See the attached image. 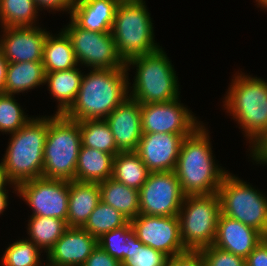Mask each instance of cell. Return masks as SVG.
Returning a JSON list of instances; mask_svg holds the SVG:
<instances>
[{
    "label": "cell",
    "instance_id": "1",
    "mask_svg": "<svg viewBox=\"0 0 267 266\" xmlns=\"http://www.w3.org/2000/svg\"><path fill=\"white\" fill-rule=\"evenodd\" d=\"M210 137L202 123L182 140L174 172L185 195L217 193L228 173L214 159Z\"/></svg>",
    "mask_w": 267,
    "mask_h": 266
},
{
    "label": "cell",
    "instance_id": "2",
    "mask_svg": "<svg viewBox=\"0 0 267 266\" xmlns=\"http://www.w3.org/2000/svg\"><path fill=\"white\" fill-rule=\"evenodd\" d=\"M77 97L64 115L75 121L105 119L129 97V73L121 69H89Z\"/></svg>",
    "mask_w": 267,
    "mask_h": 266
},
{
    "label": "cell",
    "instance_id": "3",
    "mask_svg": "<svg viewBox=\"0 0 267 266\" xmlns=\"http://www.w3.org/2000/svg\"><path fill=\"white\" fill-rule=\"evenodd\" d=\"M232 78L222 106L251 146L267 130V80L242 71Z\"/></svg>",
    "mask_w": 267,
    "mask_h": 266
},
{
    "label": "cell",
    "instance_id": "4",
    "mask_svg": "<svg viewBox=\"0 0 267 266\" xmlns=\"http://www.w3.org/2000/svg\"><path fill=\"white\" fill-rule=\"evenodd\" d=\"M48 128L49 115H33L23 127L10 134L1 161L12 183L18 185L43 177V154Z\"/></svg>",
    "mask_w": 267,
    "mask_h": 266
},
{
    "label": "cell",
    "instance_id": "5",
    "mask_svg": "<svg viewBox=\"0 0 267 266\" xmlns=\"http://www.w3.org/2000/svg\"><path fill=\"white\" fill-rule=\"evenodd\" d=\"M163 49L134 57L126 63L128 71L136 69L133 84L129 82V97L140 104L169 102L180 97L178 76Z\"/></svg>",
    "mask_w": 267,
    "mask_h": 266
},
{
    "label": "cell",
    "instance_id": "6",
    "mask_svg": "<svg viewBox=\"0 0 267 266\" xmlns=\"http://www.w3.org/2000/svg\"><path fill=\"white\" fill-rule=\"evenodd\" d=\"M144 0L121 1L111 29L117 51L125 63L134 57L157 51L151 14Z\"/></svg>",
    "mask_w": 267,
    "mask_h": 266
},
{
    "label": "cell",
    "instance_id": "7",
    "mask_svg": "<svg viewBox=\"0 0 267 266\" xmlns=\"http://www.w3.org/2000/svg\"><path fill=\"white\" fill-rule=\"evenodd\" d=\"M81 146L78 121L64 114L50 115L43 154V177L76 180V165Z\"/></svg>",
    "mask_w": 267,
    "mask_h": 266
},
{
    "label": "cell",
    "instance_id": "8",
    "mask_svg": "<svg viewBox=\"0 0 267 266\" xmlns=\"http://www.w3.org/2000/svg\"><path fill=\"white\" fill-rule=\"evenodd\" d=\"M221 214L267 236V195L230 171L218 189Z\"/></svg>",
    "mask_w": 267,
    "mask_h": 266
},
{
    "label": "cell",
    "instance_id": "9",
    "mask_svg": "<svg viewBox=\"0 0 267 266\" xmlns=\"http://www.w3.org/2000/svg\"><path fill=\"white\" fill-rule=\"evenodd\" d=\"M220 214L218 193L186 195L178 213L184 247L200 250L213 245Z\"/></svg>",
    "mask_w": 267,
    "mask_h": 266
},
{
    "label": "cell",
    "instance_id": "10",
    "mask_svg": "<svg viewBox=\"0 0 267 266\" xmlns=\"http://www.w3.org/2000/svg\"><path fill=\"white\" fill-rule=\"evenodd\" d=\"M62 30L70 38L78 64L89 69H121L120 57L111 32H93L77 26L71 19Z\"/></svg>",
    "mask_w": 267,
    "mask_h": 266
},
{
    "label": "cell",
    "instance_id": "11",
    "mask_svg": "<svg viewBox=\"0 0 267 266\" xmlns=\"http://www.w3.org/2000/svg\"><path fill=\"white\" fill-rule=\"evenodd\" d=\"M17 196L30 206V216L59 218L67 222L69 181L44 177L17 185Z\"/></svg>",
    "mask_w": 267,
    "mask_h": 266
},
{
    "label": "cell",
    "instance_id": "12",
    "mask_svg": "<svg viewBox=\"0 0 267 266\" xmlns=\"http://www.w3.org/2000/svg\"><path fill=\"white\" fill-rule=\"evenodd\" d=\"M185 196L174 171L151 172L139 189L140 214L178 216Z\"/></svg>",
    "mask_w": 267,
    "mask_h": 266
},
{
    "label": "cell",
    "instance_id": "13",
    "mask_svg": "<svg viewBox=\"0 0 267 266\" xmlns=\"http://www.w3.org/2000/svg\"><path fill=\"white\" fill-rule=\"evenodd\" d=\"M181 97L169 102L141 104L142 132L192 134L202 123Z\"/></svg>",
    "mask_w": 267,
    "mask_h": 266
},
{
    "label": "cell",
    "instance_id": "14",
    "mask_svg": "<svg viewBox=\"0 0 267 266\" xmlns=\"http://www.w3.org/2000/svg\"><path fill=\"white\" fill-rule=\"evenodd\" d=\"M133 232L144 244L169 258L187 251L181 240L178 216L139 214L130 220Z\"/></svg>",
    "mask_w": 267,
    "mask_h": 266
},
{
    "label": "cell",
    "instance_id": "15",
    "mask_svg": "<svg viewBox=\"0 0 267 266\" xmlns=\"http://www.w3.org/2000/svg\"><path fill=\"white\" fill-rule=\"evenodd\" d=\"M0 51L8 63L42 62L49 31L37 26L1 28Z\"/></svg>",
    "mask_w": 267,
    "mask_h": 266
},
{
    "label": "cell",
    "instance_id": "16",
    "mask_svg": "<svg viewBox=\"0 0 267 266\" xmlns=\"http://www.w3.org/2000/svg\"><path fill=\"white\" fill-rule=\"evenodd\" d=\"M190 134H142L136 153L150 172L174 171L182 140Z\"/></svg>",
    "mask_w": 267,
    "mask_h": 266
},
{
    "label": "cell",
    "instance_id": "17",
    "mask_svg": "<svg viewBox=\"0 0 267 266\" xmlns=\"http://www.w3.org/2000/svg\"><path fill=\"white\" fill-rule=\"evenodd\" d=\"M98 246L83 228L69 227L46 255V266H83Z\"/></svg>",
    "mask_w": 267,
    "mask_h": 266
},
{
    "label": "cell",
    "instance_id": "18",
    "mask_svg": "<svg viewBox=\"0 0 267 266\" xmlns=\"http://www.w3.org/2000/svg\"><path fill=\"white\" fill-rule=\"evenodd\" d=\"M141 104L126 98L106 118L120 152L136 151L143 134Z\"/></svg>",
    "mask_w": 267,
    "mask_h": 266
},
{
    "label": "cell",
    "instance_id": "19",
    "mask_svg": "<svg viewBox=\"0 0 267 266\" xmlns=\"http://www.w3.org/2000/svg\"><path fill=\"white\" fill-rule=\"evenodd\" d=\"M263 240L259 231L220 214L214 246L246 259Z\"/></svg>",
    "mask_w": 267,
    "mask_h": 266
},
{
    "label": "cell",
    "instance_id": "20",
    "mask_svg": "<svg viewBox=\"0 0 267 266\" xmlns=\"http://www.w3.org/2000/svg\"><path fill=\"white\" fill-rule=\"evenodd\" d=\"M121 0H86L74 3L69 18L80 28L93 32H111L115 12Z\"/></svg>",
    "mask_w": 267,
    "mask_h": 266
},
{
    "label": "cell",
    "instance_id": "21",
    "mask_svg": "<svg viewBox=\"0 0 267 266\" xmlns=\"http://www.w3.org/2000/svg\"><path fill=\"white\" fill-rule=\"evenodd\" d=\"M100 200L99 183L69 181L68 227L82 228Z\"/></svg>",
    "mask_w": 267,
    "mask_h": 266
},
{
    "label": "cell",
    "instance_id": "22",
    "mask_svg": "<svg viewBox=\"0 0 267 266\" xmlns=\"http://www.w3.org/2000/svg\"><path fill=\"white\" fill-rule=\"evenodd\" d=\"M80 65L68 70L45 73L48 93L57 101L55 114H64L74 103L83 78Z\"/></svg>",
    "mask_w": 267,
    "mask_h": 266
},
{
    "label": "cell",
    "instance_id": "23",
    "mask_svg": "<svg viewBox=\"0 0 267 266\" xmlns=\"http://www.w3.org/2000/svg\"><path fill=\"white\" fill-rule=\"evenodd\" d=\"M114 155L81 146L76 165V181L99 183L112 178Z\"/></svg>",
    "mask_w": 267,
    "mask_h": 266
},
{
    "label": "cell",
    "instance_id": "24",
    "mask_svg": "<svg viewBox=\"0 0 267 266\" xmlns=\"http://www.w3.org/2000/svg\"><path fill=\"white\" fill-rule=\"evenodd\" d=\"M42 63L45 73L68 70L79 66L71 40L62 29L57 35H53L51 32L47 34Z\"/></svg>",
    "mask_w": 267,
    "mask_h": 266
},
{
    "label": "cell",
    "instance_id": "25",
    "mask_svg": "<svg viewBox=\"0 0 267 266\" xmlns=\"http://www.w3.org/2000/svg\"><path fill=\"white\" fill-rule=\"evenodd\" d=\"M45 85V71L42 62L9 63L6 82L2 93L18 95Z\"/></svg>",
    "mask_w": 267,
    "mask_h": 266
},
{
    "label": "cell",
    "instance_id": "26",
    "mask_svg": "<svg viewBox=\"0 0 267 266\" xmlns=\"http://www.w3.org/2000/svg\"><path fill=\"white\" fill-rule=\"evenodd\" d=\"M101 201L120 211L129 220L140 214L139 191L113 178L99 182Z\"/></svg>",
    "mask_w": 267,
    "mask_h": 266
},
{
    "label": "cell",
    "instance_id": "27",
    "mask_svg": "<svg viewBox=\"0 0 267 266\" xmlns=\"http://www.w3.org/2000/svg\"><path fill=\"white\" fill-rule=\"evenodd\" d=\"M151 172L135 151L119 152L114 156L112 178L139 191Z\"/></svg>",
    "mask_w": 267,
    "mask_h": 266
},
{
    "label": "cell",
    "instance_id": "28",
    "mask_svg": "<svg viewBox=\"0 0 267 266\" xmlns=\"http://www.w3.org/2000/svg\"><path fill=\"white\" fill-rule=\"evenodd\" d=\"M26 227L27 239L46 254L69 228L62 219L44 216H30Z\"/></svg>",
    "mask_w": 267,
    "mask_h": 266
},
{
    "label": "cell",
    "instance_id": "29",
    "mask_svg": "<svg viewBox=\"0 0 267 266\" xmlns=\"http://www.w3.org/2000/svg\"><path fill=\"white\" fill-rule=\"evenodd\" d=\"M39 11L34 0H0V28L37 26Z\"/></svg>",
    "mask_w": 267,
    "mask_h": 266
},
{
    "label": "cell",
    "instance_id": "30",
    "mask_svg": "<svg viewBox=\"0 0 267 266\" xmlns=\"http://www.w3.org/2000/svg\"><path fill=\"white\" fill-rule=\"evenodd\" d=\"M81 143L83 146L97 149L116 156L120 151L111 129L105 119L79 121Z\"/></svg>",
    "mask_w": 267,
    "mask_h": 266
},
{
    "label": "cell",
    "instance_id": "31",
    "mask_svg": "<svg viewBox=\"0 0 267 266\" xmlns=\"http://www.w3.org/2000/svg\"><path fill=\"white\" fill-rule=\"evenodd\" d=\"M129 221L120 211L100 200L82 228L98 239L107 232L125 226Z\"/></svg>",
    "mask_w": 267,
    "mask_h": 266
},
{
    "label": "cell",
    "instance_id": "32",
    "mask_svg": "<svg viewBox=\"0 0 267 266\" xmlns=\"http://www.w3.org/2000/svg\"><path fill=\"white\" fill-rule=\"evenodd\" d=\"M126 259L122 266H166L168 256L163 252L144 245L132 231L126 240Z\"/></svg>",
    "mask_w": 267,
    "mask_h": 266
},
{
    "label": "cell",
    "instance_id": "33",
    "mask_svg": "<svg viewBox=\"0 0 267 266\" xmlns=\"http://www.w3.org/2000/svg\"><path fill=\"white\" fill-rule=\"evenodd\" d=\"M3 253L1 266H46L41 259L43 251L26 238L9 244Z\"/></svg>",
    "mask_w": 267,
    "mask_h": 266
},
{
    "label": "cell",
    "instance_id": "34",
    "mask_svg": "<svg viewBox=\"0 0 267 266\" xmlns=\"http://www.w3.org/2000/svg\"><path fill=\"white\" fill-rule=\"evenodd\" d=\"M17 101L12 94H0V132L3 135L18 131L33 117L25 113Z\"/></svg>",
    "mask_w": 267,
    "mask_h": 266
},
{
    "label": "cell",
    "instance_id": "35",
    "mask_svg": "<svg viewBox=\"0 0 267 266\" xmlns=\"http://www.w3.org/2000/svg\"><path fill=\"white\" fill-rule=\"evenodd\" d=\"M132 231L129 221L125 226L107 232L98 238V246L122 263L126 259L127 236Z\"/></svg>",
    "mask_w": 267,
    "mask_h": 266
},
{
    "label": "cell",
    "instance_id": "36",
    "mask_svg": "<svg viewBox=\"0 0 267 266\" xmlns=\"http://www.w3.org/2000/svg\"><path fill=\"white\" fill-rule=\"evenodd\" d=\"M206 266H246L245 258L214 245L200 249Z\"/></svg>",
    "mask_w": 267,
    "mask_h": 266
},
{
    "label": "cell",
    "instance_id": "37",
    "mask_svg": "<svg viewBox=\"0 0 267 266\" xmlns=\"http://www.w3.org/2000/svg\"><path fill=\"white\" fill-rule=\"evenodd\" d=\"M166 266H206L200 250H187L168 258Z\"/></svg>",
    "mask_w": 267,
    "mask_h": 266
},
{
    "label": "cell",
    "instance_id": "38",
    "mask_svg": "<svg viewBox=\"0 0 267 266\" xmlns=\"http://www.w3.org/2000/svg\"><path fill=\"white\" fill-rule=\"evenodd\" d=\"M248 150L253 164L267 165V130L249 146Z\"/></svg>",
    "mask_w": 267,
    "mask_h": 266
},
{
    "label": "cell",
    "instance_id": "39",
    "mask_svg": "<svg viewBox=\"0 0 267 266\" xmlns=\"http://www.w3.org/2000/svg\"><path fill=\"white\" fill-rule=\"evenodd\" d=\"M83 266H122L121 262L97 246Z\"/></svg>",
    "mask_w": 267,
    "mask_h": 266
},
{
    "label": "cell",
    "instance_id": "40",
    "mask_svg": "<svg viewBox=\"0 0 267 266\" xmlns=\"http://www.w3.org/2000/svg\"><path fill=\"white\" fill-rule=\"evenodd\" d=\"M37 8L42 11L47 10V12H67L70 14L71 9L74 5L73 0H34Z\"/></svg>",
    "mask_w": 267,
    "mask_h": 266
},
{
    "label": "cell",
    "instance_id": "41",
    "mask_svg": "<svg viewBox=\"0 0 267 266\" xmlns=\"http://www.w3.org/2000/svg\"><path fill=\"white\" fill-rule=\"evenodd\" d=\"M246 266H267V242L263 240L245 259Z\"/></svg>",
    "mask_w": 267,
    "mask_h": 266
},
{
    "label": "cell",
    "instance_id": "42",
    "mask_svg": "<svg viewBox=\"0 0 267 266\" xmlns=\"http://www.w3.org/2000/svg\"><path fill=\"white\" fill-rule=\"evenodd\" d=\"M7 185L15 191V194H17V185L12 183L8 179L6 171L1 161L0 162V190H8Z\"/></svg>",
    "mask_w": 267,
    "mask_h": 266
},
{
    "label": "cell",
    "instance_id": "43",
    "mask_svg": "<svg viewBox=\"0 0 267 266\" xmlns=\"http://www.w3.org/2000/svg\"><path fill=\"white\" fill-rule=\"evenodd\" d=\"M8 64L9 63L5 59L3 53L0 51V91L1 92L4 91Z\"/></svg>",
    "mask_w": 267,
    "mask_h": 266
},
{
    "label": "cell",
    "instance_id": "44",
    "mask_svg": "<svg viewBox=\"0 0 267 266\" xmlns=\"http://www.w3.org/2000/svg\"><path fill=\"white\" fill-rule=\"evenodd\" d=\"M9 190H0V215L5 212L4 209L8 207L9 203Z\"/></svg>",
    "mask_w": 267,
    "mask_h": 266
},
{
    "label": "cell",
    "instance_id": "45",
    "mask_svg": "<svg viewBox=\"0 0 267 266\" xmlns=\"http://www.w3.org/2000/svg\"><path fill=\"white\" fill-rule=\"evenodd\" d=\"M255 3L258 8H261L264 11H267V0H255Z\"/></svg>",
    "mask_w": 267,
    "mask_h": 266
},
{
    "label": "cell",
    "instance_id": "46",
    "mask_svg": "<svg viewBox=\"0 0 267 266\" xmlns=\"http://www.w3.org/2000/svg\"><path fill=\"white\" fill-rule=\"evenodd\" d=\"M80 1H86V0H73L74 3L80 2Z\"/></svg>",
    "mask_w": 267,
    "mask_h": 266
}]
</instances>
